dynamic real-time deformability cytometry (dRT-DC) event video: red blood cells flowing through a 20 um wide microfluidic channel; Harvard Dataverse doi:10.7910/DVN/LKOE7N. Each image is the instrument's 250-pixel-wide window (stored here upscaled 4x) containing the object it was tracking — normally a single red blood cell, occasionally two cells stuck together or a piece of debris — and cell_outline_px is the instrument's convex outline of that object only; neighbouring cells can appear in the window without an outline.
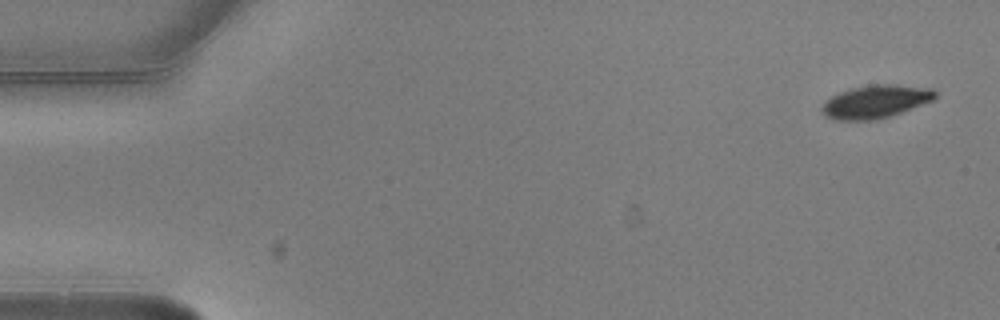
{"species": "common noctule bat (a hibernating species)", "species_latin": "Nyctalus noctula", "temperature_condition": "warm", "stored_images_in_passage": 5, "camera_frame_rate_fps": 3000, "um_per_image_px": 0.085, "animal": {"sex": "male", "body_mass_g": 20.5, "forearm_length_mm": 52.5}, "frame": {"image": 1, "passage_image": 1, "time_ms": 0.0, "image_size_px": [1000, 320], "cell_outline_px": [[936, 96], [932, 100], [900, 112], [888, 116], [872, 120], [836, 120], [824, 116], [820, 108], [824, 100], [840, 92], [852, 88], [868, 84], [896, 84], [932, 88], [936, 92]], "centroid_in_image_um": [74.37, 8.62], "position_along_channel_um": 10.6, "area_um2": 21.73}}
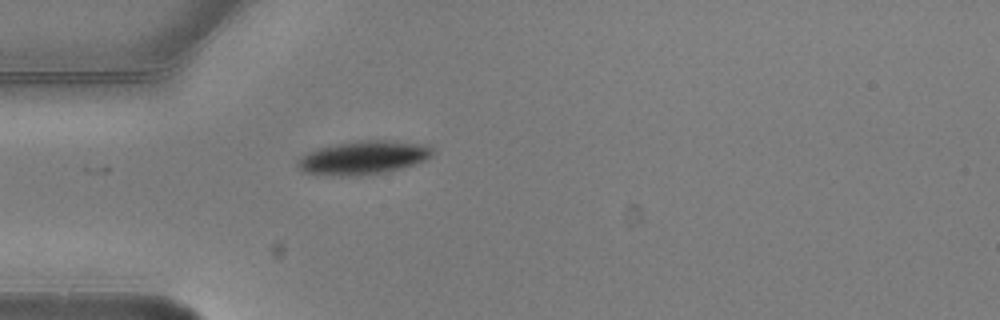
{"frame": {"image": 2, "passage_image": 5, "time_ms": 1.333, "image_size_px": [1000, 320], "cell_outline_px": [[432, 156], [424, 160], [400, 168], [384, 172], [356, 176], [348, 176], [304, 172], [296, 164], [308, 152], [316, 148], [336, 144], [360, 140], [396, 140], [428, 144], [432, 148]], "centroid_in_image_um": [30.93, 13.37], "position_along_channel_um": 54.1, "area_um2": 26.07}}